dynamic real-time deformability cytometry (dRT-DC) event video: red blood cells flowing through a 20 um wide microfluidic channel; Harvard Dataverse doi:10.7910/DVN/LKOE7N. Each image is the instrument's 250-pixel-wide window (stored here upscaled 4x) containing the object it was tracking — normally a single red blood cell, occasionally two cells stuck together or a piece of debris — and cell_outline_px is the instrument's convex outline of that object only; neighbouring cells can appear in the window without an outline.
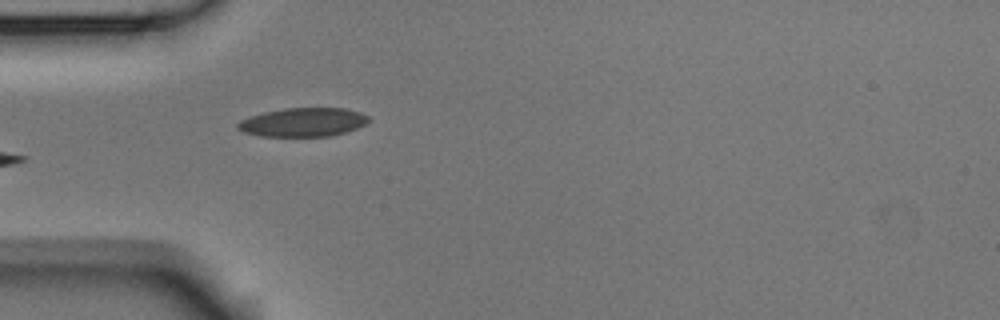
{"species": "Egyptian fruit bat (a non-hibernating species)", "species_latin": "Rousettus aegyptiacus", "temperature_condition": "room temperature", "stored_images_in_passage": 4, "camera_frame_rate_fps": 3000, "um_per_image_px": 0.085, "animal": {"sex": "male"}, "frame": {"image": 1, "passage_image": 4, "time_ms": 1.0, "image_size_px": [1000, 320], "cell_outline_px": [[372, 120], [356, 128], [332, 136], [260, 136], [244, 132], [236, 128], [236, 124], [240, 120], [248, 116], [264, 112], [284, 108], [344, 108], [360, 112], [368, 116]], "centroid_in_image_um": [25.74, 10.38], "position_along_channel_um": 59.3, "area_um2": 22.02}}